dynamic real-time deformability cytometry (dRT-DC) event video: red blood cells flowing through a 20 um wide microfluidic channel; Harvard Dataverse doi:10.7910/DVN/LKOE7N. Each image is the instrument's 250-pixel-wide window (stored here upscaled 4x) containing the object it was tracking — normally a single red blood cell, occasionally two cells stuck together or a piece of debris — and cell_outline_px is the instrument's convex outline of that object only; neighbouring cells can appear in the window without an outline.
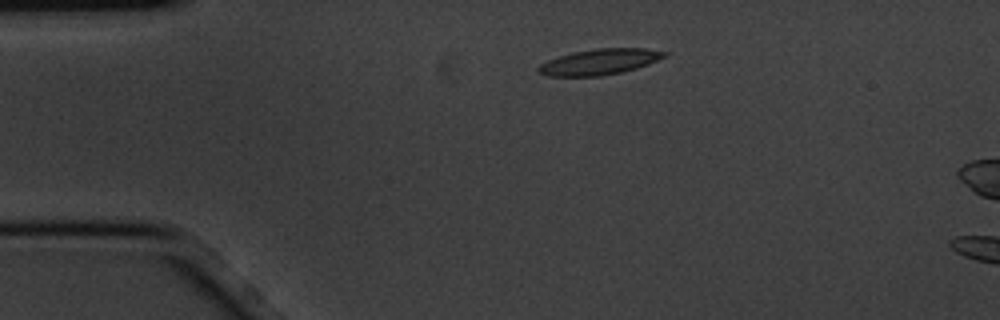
{"species": "common noctule bat (a hibernating species)", "species_latin": "Nyctalus noctula", "temperature_condition": "cold", "stored_images_in_passage": 4, "camera_frame_rate_fps": 3000, "um_per_image_px": 0.085, "animal": {"sex": "male", "body_mass_g": 20.1, "forearm_length_mm": 53.5}, "frame": {"image": 1, "passage_image": 3, "time_ms": 0.667, "image_size_px": [1000, 320], "cell_outline_px": [[668, 56], [648, 64], [636, 68], [620, 72], [600, 76], [548, 76], [536, 72], [536, 68], [540, 64], [548, 60], [572, 52], [596, 48], [644, 48], [668, 52]], "centroid_in_image_um": [50.95, 5.25], "position_along_channel_um": 34.0, "area_um2": 18.96}}